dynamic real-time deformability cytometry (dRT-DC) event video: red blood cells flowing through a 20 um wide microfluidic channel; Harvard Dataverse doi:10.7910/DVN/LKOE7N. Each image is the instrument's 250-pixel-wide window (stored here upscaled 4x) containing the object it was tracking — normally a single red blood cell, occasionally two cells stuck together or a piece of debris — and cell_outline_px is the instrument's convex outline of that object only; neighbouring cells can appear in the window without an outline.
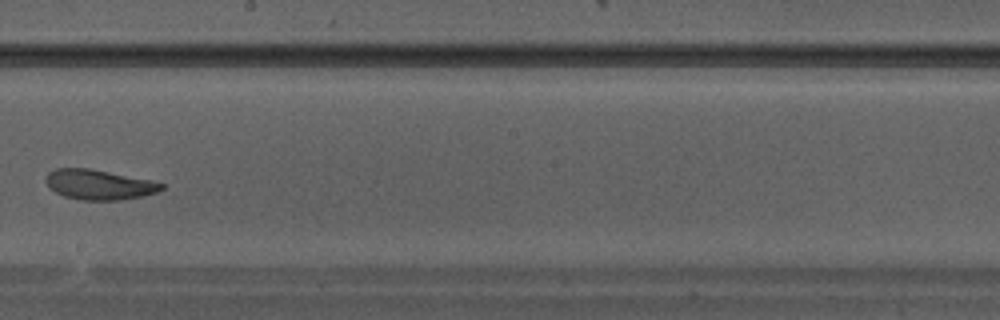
{"species": "Egyptian fruit bat (a non-hibernating species)", "species_latin": "Rousettus aegyptiacus", "temperature_condition": "warm", "stored_images_in_passage": 22, "camera_frame_rate_fps": 3000, "um_per_image_px": 0.085, "animal": {"sex": "male"}, "frame": {"image": 1, "passage_image": 10, "time_ms": 3.0, "image_size_px": [1000, 320], "cell_outline_px": [[164, 188], [156, 192], [140, 196], [120, 200], [80, 200], [64, 196], [56, 192], [44, 180], [44, 176], [48, 172], [56, 168], [88, 168], [152, 180], [164, 184]], "centroid_in_image_um": [8.39, 15.68], "position_along_channel_um": 239.8, "area_um2": 20.11}}